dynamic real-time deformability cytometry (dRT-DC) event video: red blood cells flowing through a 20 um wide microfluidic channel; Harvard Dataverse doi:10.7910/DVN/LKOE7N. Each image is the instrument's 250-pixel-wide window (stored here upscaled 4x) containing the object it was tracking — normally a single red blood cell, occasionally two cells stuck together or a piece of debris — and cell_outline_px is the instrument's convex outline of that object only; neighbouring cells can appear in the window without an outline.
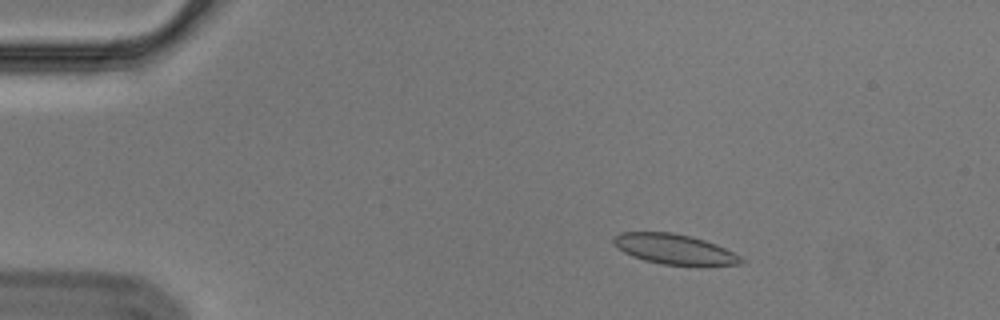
{"species": "Egyptian fruit bat (a non-hibernating species)", "species_latin": "Rousettus aegyptiacus", "temperature_condition": "cold", "stored_images_in_passage": 57, "camera_frame_rate_fps": 3000, "um_per_image_px": 0.085, "animal": {"sex": "male"}, "frame": {"image": 1, "passage_image": 10, "time_ms": 3.0, "image_size_px": [1000, 320], "cell_outline_px": [[744, 260], [740, 264], [664, 264], [644, 260], [632, 256], [616, 248], [612, 240], [612, 236], [620, 232], [672, 232], [704, 240], [716, 244], [740, 256]], "centroid_in_image_um": [57.22, 21.15], "position_along_channel_um": 27.8, "area_um2": 21.91}}
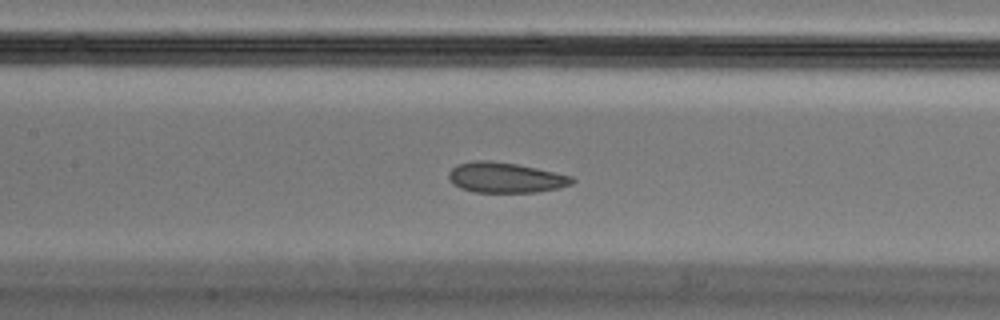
{"frame": {"image": 2, "passage_image": 27, "time_ms": 8.667, "image_size_px": [1000, 320], "cell_outline_px": [[576, 180], [572, 184], [560, 188], [536, 192], [472, 192], [460, 188], [452, 184], [448, 180], [448, 172], [456, 164], [476, 160], [488, 160], [516, 164], [536, 168], [572, 176]], "centroid_in_image_um": [42.93, 15.1], "position_along_channel_um": 164.5, "area_um2": 21.96}}
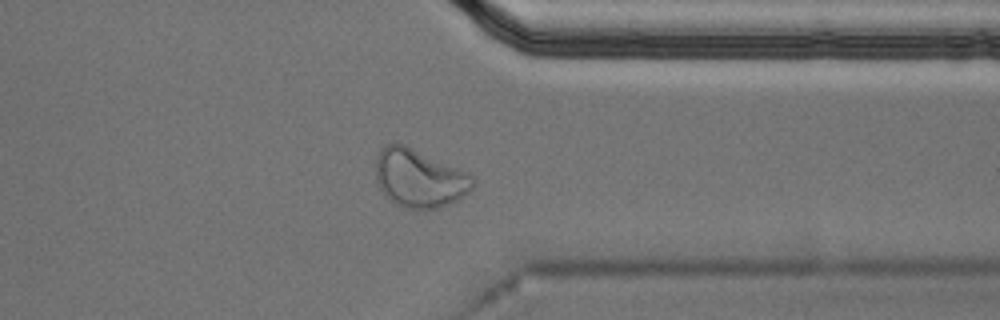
{"frame": {"image": 3, "passage_image": 45, "time_ms": 14.667, "image_size_px": [1000, 320], "cell_outline_px": [[476, 180], [472, 188], [468, 192], [456, 200], [448, 204], [436, 208], [404, 208], [396, 204], [380, 188], [376, 180], [376, 156], [380, 148], [384, 144], [404, 144], [468, 172]], "centroid_in_image_um": [35.64, 15.13], "position_along_channel_um": 375.8, "area_um2": 32.66}, "authors_computed_cell_mechanics": {"area_um2": 22.9466, "velocity_mm_per_s": 3.5589, "shape_relaxation_time_tau1_ms": null, "shape_relaxation_time_tau2_ms": 1.8012, "deformation_change_tau1": null, "deformation_change_tau2": 0.066}}